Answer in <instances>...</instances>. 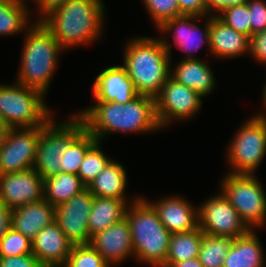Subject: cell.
Returning <instances> with one entry per match:
<instances>
[{"mask_svg":"<svg viewBox=\"0 0 266 267\" xmlns=\"http://www.w3.org/2000/svg\"><path fill=\"white\" fill-rule=\"evenodd\" d=\"M157 212L158 218L171 233L188 232L198 227V208L178 196L164 197L157 203L147 201Z\"/></svg>","mask_w":266,"mask_h":267,"instance_id":"d6986e66","label":"cell"},{"mask_svg":"<svg viewBox=\"0 0 266 267\" xmlns=\"http://www.w3.org/2000/svg\"><path fill=\"white\" fill-rule=\"evenodd\" d=\"M31 253V240L12 227L0 239V257H11Z\"/></svg>","mask_w":266,"mask_h":267,"instance_id":"d6a6232c","label":"cell"},{"mask_svg":"<svg viewBox=\"0 0 266 267\" xmlns=\"http://www.w3.org/2000/svg\"><path fill=\"white\" fill-rule=\"evenodd\" d=\"M250 38L226 25L216 15L210 16L209 51L218 58H233L249 53Z\"/></svg>","mask_w":266,"mask_h":267,"instance_id":"44dd1931","label":"cell"},{"mask_svg":"<svg viewBox=\"0 0 266 267\" xmlns=\"http://www.w3.org/2000/svg\"><path fill=\"white\" fill-rule=\"evenodd\" d=\"M254 175L227 173L220 190L247 227L255 231L266 222V194Z\"/></svg>","mask_w":266,"mask_h":267,"instance_id":"ba28073f","label":"cell"},{"mask_svg":"<svg viewBox=\"0 0 266 267\" xmlns=\"http://www.w3.org/2000/svg\"><path fill=\"white\" fill-rule=\"evenodd\" d=\"M101 141H97L86 153L81 163L78 176L87 187L111 161L100 148Z\"/></svg>","mask_w":266,"mask_h":267,"instance_id":"4dcf8cb0","label":"cell"},{"mask_svg":"<svg viewBox=\"0 0 266 267\" xmlns=\"http://www.w3.org/2000/svg\"><path fill=\"white\" fill-rule=\"evenodd\" d=\"M29 9L23 0H0V35H15L28 24Z\"/></svg>","mask_w":266,"mask_h":267,"instance_id":"83f0119b","label":"cell"},{"mask_svg":"<svg viewBox=\"0 0 266 267\" xmlns=\"http://www.w3.org/2000/svg\"><path fill=\"white\" fill-rule=\"evenodd\" d=\"M112 264H109V263H104L101 267H110Z\"/></svg>","mask_w":266,"mask_h":267,"instance_id":"7dc6e473","label":"cell"},{"mask_svg":"<svg viewBox=\"0 0 266 267\" xmlns=\"http://www.w3.org/2000/svg\"><path fill=\"white\" fill-rule=\"evenodd\" d=\"M204 30L201 31L199 27L193 23L194 19L202 18L195 15H181L173 19L165 21L158 30L162 33L173 32V40L176 48L189 52L184 59H196L195 55H191L193 50L199 49L203 43L209 47L210 43V16H207ZM192 22V23H191ZM197 36V37H196Z\"/></svg>","mask_w":266,"mask_h":267,"instance_id":"ac0fdd59","label":"cell"},{"mask_svg":"<svg viewBox=\"0 0 266 267\" xmlns=\"http://www.w3.org/2000/svg\"><path fill=\"white\" fill-rule=\"evenodd\" d=\"M67 0H34L37 4L38 12H41V17L38 19L41 21L45 16H47L51 11L60 7Z\"/></svg>","mask_w":266,"mask_h":267,"instance_id":"b9f144b4","label":"cell"},{"mask_svg":"<svg viewBox=\"0 0 266 267\" xmlns=\"http://www.w3.org/2000/svg\"><path fill=\"white\" fill-rule=\"evenodd\" d=\"M98 140L85 130L61 156L60 167L62 172L78 175L82 161L87 151Z\"/></svg>","mask_w":266,"mask_h":267,"instance_id":"f546056e","label":"cell"},{"mask_svg":"<svg viewBox=\"0 0 266 267\" xmlns=\"http://www.w3.org/2000/svg\"><path fill=\"white\" fill-rule=\"evenodd\" d=\"M255 114L239 128L227 149L228 173L253 175L266 155V115Z\"/></svg>","mask_w":266,"mask_h":267,"instance_id":"9c48e42d","label":"cell"},{"mask_svg":"<svg viewBox=\"0 0 266 267\" xmlns=\"http://www.w3.org/2000/svg\"><path fill=\"white\" fill-rule=\"evenodd\" d=\"M92 93L96 101L125 104L138 94L123 65L107 67L96 77Z\"/></svg>","mask_w":266,"mask_h":267,"instance_id":"e0dca14e","label":"cell"},{"mask_svg":"<svg viewBox=\"0 0 266 267\" xmlns=\"http://www.w3.org/2000/svg\"><path fill=\"white\" fill-rule=\"evenodd\" d=\"M103 257L90 245H74L63 267H101Z\"/></svg>","mask_w":266,"mask_h":267,"instance_id":"836d02e7","label":"cell"},{"mask_svg":"<svg viewBox=\"0 0 266 267\" xmlns=\"http://www.w3.org/2000/svg\"><path fill=\"white\" fill-rule=\"evenodd\" d=\"M85 188L78 175L60 171L57 175L44 179V199L57 207Z\"/></svg>","mask_w":266,"mask_h":267,"instance_id":"484cf974","label":"cell"},{"mask_svg":"<svg viewBox=\"0 0 266 267\" xmlns=\"http://www.w3.org/2000/svg\"><path fill=\"white\" fill-rule=\"evenodd\" d=\"M213 15H216L221 21L237 32L251 38L250 12L247 3L226 7L219 14L214 13Z\"/></svg>","mask_w":266,"mask_h":267,"instance_id":"1f68e13d","label":"cell"},{"mask_svg":"<svg viewBox=\"0 0 266 267\" xmlns=\"http://www.w3.org/2000/svg\"><path fill=\"white\" fill-rule=\"evenodd\" d=\"M86 130L98 141L112 133H148L161 129L156 118L155 98L137 95L130 102L97 101V104L78 112Z\"/></svg>","mask_w":266,"mask_h":267,"instance_id":"6da1fadb","label":"cell"},{"mask_svg":"<svg viewBox=\"0 0 266 267\" xmlns=\"http://www.w3.org/2000/svg\"><path fill=\"white\" fill-rule=\"evenodd\" d=\"M249 53L258 60L259 63L266 64V29L264 31L255 33L250 38Z\"/></svg>","mask_w":266,"mask_h":267,"instance_id":"74e56055","label":"cell"},{"mask_svg":"<svg viewBox=\"0 0 266 267\" xmlns=\"http://www.w3.org/2000/svg\"><path fill=\"white\" fill-rule=\"evenodd\" d=\"M171 44L165 39L138 37L126 45L124 64L140 95L155 98L170 77Z\"/></svg>","mask_w":266,"mask_h":267,"instance_id":"3957f363","label":"cell"},{"mask_svg":"<svg viewBox=\"0 0 266 267\" xmlns=\"http://www.w3.org/2000/svg\"><path fill=\"white\" fill-rule=\"evenodd\" d=\"M247 7L250 12L251 37L266 29V1L247 0Z\"/></svg>","mask_w":266,"mask_h":267,"instance_id":"d590c367","label":"cell"},{"mask_svg":"<svg viewBox=\"0 0 266 267\" xmlns=\"http://www.w3.org/2000/svg\"><path fill=\"white\" fill-rule=\"evenodd\" d=\"M32 24L25 29L17 82L45 95L57 69L58 56L64 48L40 21Z\"/></svg>","mask_w":266,"mask_h":267,"instance_id":"277c9868","label":"cell"},{"mask_svg":"<svg viewBox=\"0 0 266 267\" xmlns=\"http://www.w3.org/2000/svg\"><path fill=\"white\" fill-rule=\"evenodd\" d=\"M143 2L157 28L165 21L182 15L177 0H143Z\"/></svg>","mask_w":266,"mask_h":267,"instance_id":"e575fe53","label":"cell"},{"mask_svg":"<svg viewBox=\"0 0 266 267\" xmlns=\"http://www.w3.org/2000/svg\"><path fill=\"white\" fill-rule=\"evenodd\" d=\"M32 254L44 267H63L74 246L54 221L31 240Z\"/></svg>","mask_w":266,"mask_h":267,"instance_id":"2e32d148","label":"cell"},{"mask_svg":"<svg viewBox=\"0 0 266 267\" xmlns=\"http://www.w3.org/2000/svg\"><path fill=\"white\" fill-rule=\"evenodd\" d=\"M247 0H207V12L212 16L213 12H221L223 9L233 5L245 4Z\"/></svg>","mask_w":266,"mask_h":267,"instance_id":"ab89813d","label":"cell"},{"mask_svg":"<svg viewBox=\"0 0 266 267\" xmlns=\"http://www.w3.org/2000/svg\"><path fill=\"white\" fill-rule=\"evenodd\" d=\"M202 95L171 77L155 97V112L160 128L179 119H188L202 106ZM169 123V124H168Z\"/></svg>","mask_w":266,"mask_h":267,"instance_id":"8fae6325","label":"cell"},{"mask_svg":"<svg viewBox=\"0 0 266 267\" xmlns=\"http://www.w3.org/2000/svg\"><path fill=\"white\" fill-rule=\"evenodd\" d=\"M7 131L8 130L0 129V150L2 148V145H3V142H4L5 136L7 134Z\"/></svg>","mask_w":266,"mask_h":267,"instance_id":"ee69618b","label":"cell"},{"mask_svg":"<svg viewBox=\"0 0 266 267\" xmlns=\"http://www.w3.org/2000/svg\"><path fill=\"white\" fill-rule=\"evenodd\" d=\"M93 199L94 195L86 187L79 194L56 207L55 221L73 245L90 242L88 218Z\"/></svg>","mask_w":266,"mask_h":267,"instance_id":"4fadbf2b","label":"cell"},{"mask_svg":"<svg viewBox=\"0 0 266 267\" xmlns=\"http://www.w3.org/2000/svg\"><path fill=\"white\" fill-rule=\"evenodd\" d=\"M132 201L126 218L130 226L134 257L140 263L162 267L166 262L172 234L146 199L137 197Z\"/></svg>","mask_w":266,"mask_h":267,"instance_id":"5b68a950","label":"cell"},{"mask_svg":"<svg viewBox=\"0 0 266 267\" xmlns=\"http://www.w3.org/2000/svg\"><path fill=\"white\" fill-rule=\"evenodd\" d=\"M263 103H264V107H266V84L265 87L263 88Z\"/></svg>","mask_w":266,"mask_h":267,"instance_id":"bcb514c9","label":"cell"},{"mask_svg":"<svg viewBox=\"0 0 266 267\" xmlns=\"http://www.w3.org/2000/svg\"><path fill=\"white\" fill-rule=\"evenodd\" d=\"M198 226L204 234L233 239L245 236L250 231L221 192L199 206Z\"/></svg>","mask_w":266,"mask_h":267,"instance_id":"30bf717a","label":"cell"},{"mask_svg":"<svg viewBox=\"0 0 266 267\" xmlns=\"http://www.w3.org/2000/svg\"><path fill=\"white\" fill-rule=\"evenodd\" d=\"M182 15L209 16L207 0H177Z\"/></svg>","mask_w":266,"mask_h":267,"instance_id":"f35d334b","label":"cell"},{"mask_svg":"<svg viewBox=\"0 0 266 267\" xmlns=\"http://www.w3.org/2000/svg\"><path fill=\"white\" fill-rule=\"evenodd\" d=\"M104 11L102 0H67L40 22L64 49H69L101 36Z\"/></svg>","mask_w":266,"mask_h":267,"instance_id":"7a4b0ae2","label":"cell"},{"mask_svg":"<svg viewBox=\"0 0 266 267\" xmlns=\"http://www.w3.org/2000/svg\"><path fill=\"white\" fill-rule=\"evenodd\" d=\"M170 77L203 97L212 93L215 87V78L210 65L200 58L182 59L173 70H170Z\"/></svg>","mask_w":266,"mask_h":267,"instance_id":"7402d4cb","label":"cell"},{"mask_svg":"<svg viewBox=\"0 0 266 267\" xmlns=\"http://www.w3.org/2000/svg\"><path fill=\"white\" fill-rule=\"evenodd\" d=\"M128 205L124 200L94 196L88 218L90 238L126 218Z\"/></svg>","mask_w":266,"mask_h":267,"instance_id":"cb8c5ba5","label":"cell"},{"mask_svg":"<svg viewBox=\"0 0 266 267\" xmlns=\"http://www.w3.org/2000/svg\"><path fill=\"white\" fill-rule=\"evenodd\" d=\"M127 180V173L122 164L111 160L87 188L95 197H108L127 201L124 192L128 184Z\"/></svg>","mask_w":266,"mask_h":267,"instance_id":"d4e9b609","label":"cell"},{"mask_svg":"<svg viewBox=\"0 0 266 267\" xmlns=\"http://www.w3.org/2000/svg\"><path fill=\"white\" fill-rule=\"evenodd\" d=\"M12 210L0 200V239L11 228Z\"/></svg>","mask_w":266,"mask_h":267,"instance_id":"60d3db41","label":"cell"},{"mask_svg":"<svg viewBox=\"0 0 266 267\" xmlns=\"http://www.w3.org/2000/svg\"><path fill=\"white\" fill-rule=\"evenodd\" d=\"M169 267H203L198 258L172 263Z\"/></svg>","mask_w":266,"mask_h":267,"instance_id":"7bdbcfd3","label":"cell"},{"mask_svg":"<svg viewBox=\"0 0 266 267\" xmlns=\"http://www.w3.org/2000/svg\"><path fill=\"white\" fill-rule=\"evenodd\" d=\"M0 267H44L34 254L0 257Z\"/></svg>","mask_w":266,"mask_h":267,"instance_id":"8d00e7d4","label":"cell"},{"mask_svg":"<svg viewBox=\"0 0 266 267\" xmlns=\"http://www.w3.org/2000/svg\"><path fill=\"white\" fill-rule=\"evenodd\" d=\"M44 94L16 82L15 85L0 84V113L9 129L45 125L52 113L45 104Z\"/></svg>","mask_w":266,"mask_h":267,"instance_id":"8992f818","label":"cell"},{"mask_svg":"<svg viewBox=\"0 0 266 267\" xmlns=\"http://www.w3.org/2000/svg\"><path fill=\"white\" fill-rule=\"evenodd\" d=\"M233 238L207 235L203 233L198 260L203 267H223L225 257Z\"/></svg>","mask_w":266,"mask_h":267,"instance_id":"f1b7e54d","label":"cell"},{"mask_svg":"<svg viewBox=\"0 0 266 267\" xmlns=\"http://www.w3.org/2000/svg\"><path fill=\"white\" fill-rule=\"evenodd\" d=\"M203 232L199 226L188 232L173 233L170 238L168 255L162 267L172 263L198 258Z\"/></svg>","mask_w":266,"mask_h":267,"instance_id":"4316f807","label":"cell"},{"mask_svg":"<svg viewBox=\"0 0 266 267\" xmlns=\"http://www.w3.org/2000/svg\"><path fill=\"white\" fill-rule=\"evenodd\" d=\"M44 179L32 168L0 175V200L11 210L44 199Z\"/></svg>","mask_w":266,"mask_h":267,"instance_id":"5bb4252c","label":"cell"},{"mask_svg":"<svg viewBox=\"0 0 266 267\" xmlns=\"http://www.w3.org/2000/svg\"><path fill=\"white\" fill-rule=\"evenodd\" d=\"M52 117L45 125L37 144L34 169L43 179L61 171V156L86 130L83 119L76 113L68 121L57 124Z\"/></svg>","mask_w":266,"mask_h":267,"instance_id":"52a82bcc","label":"cell"},{"mask_svg":"<svg viewBox=\"0 0 266 267\" xmlns=\"http://www.w3.org/2000/svg\"><path fill=\"white\" fill-rule=\"evenodd\" d=\"M255 233L250 230L245 236L233 239L223 267H264L265 255Z\"/></svg>","mask_w":266,"mask_h":267,"instance_id":"603a6c76","label":"cell"},{"mask_svg":"<svg viewBox=\"0 0 266 267\" xmlns=\"http://www.w3.org/2000/svg\"><path fill=\"white\" fill-rule=\"evenodd\" d=\"M42 126L8 129L0 150V175L34 168Z\"/></svg>","mask_w":266,"mask_h":267,"instance_id":"7c38bea8","label":"cell"},{"mask_svg":"<svg viewBox=\"0 0 266 267\" xmlns=\"http://www.w3.org/2000/svg\"><path fill=\"white\" fill-rule=\"evenodd\" d=\"M56 218V207L45 199L12 209L11 227L30 240Z\"/></svg>","mask_w":266,"mask_h":267,"instance_id":"ffe728a7","label":"cell"},{"mask_svg":"<svg viewBox=\"0 0 266 267\" xmlns=\"http://www.w3.org/2000/svg\"><path fill=\"white\" fill-rule=\"evenodd\" d=\"M89 244L109 264H120L126 258L134 256L130 226L127 218L93 235Z\"/></svg>","mask_w":266,"mask_h":267,"instance_id":"9a60e30c","label":"cell"},{"mask_svg":"<svg viewBox=\"0 0 266 267\" xmlns=\"http://www.w3.org/2000/svg\"><path fill=\"white\" fill-rule=\"evenodd\" d=\"M0 129H3V130H8L9 128L7 127V125L5 124L2 116H1V113H0Z\"/></svg>","mask_w":266,"mask_h":267,"instance_id":"f6af8a7d","label":"cell"}]
</instances>
